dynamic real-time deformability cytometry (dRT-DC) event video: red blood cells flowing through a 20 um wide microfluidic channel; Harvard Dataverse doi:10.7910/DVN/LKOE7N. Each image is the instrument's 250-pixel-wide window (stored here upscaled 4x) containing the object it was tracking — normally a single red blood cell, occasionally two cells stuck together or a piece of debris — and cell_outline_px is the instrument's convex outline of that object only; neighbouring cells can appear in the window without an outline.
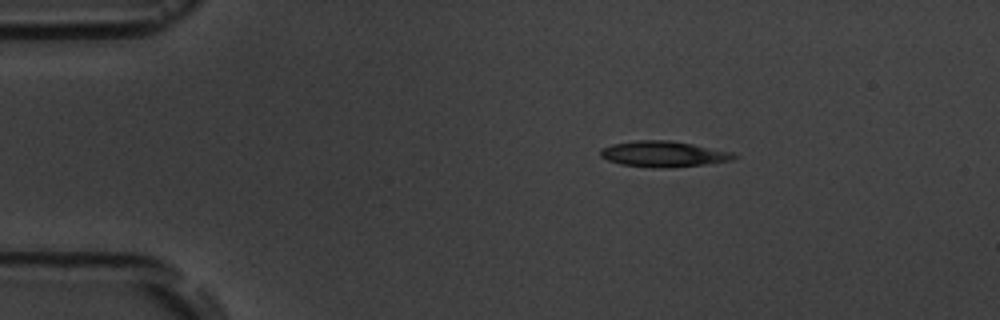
{"species": "common noctule bat (a hibernating species)", "species_latin": "Nyctalus noctula", "temperature_condition": "room temperature", "stored_images_in_passage": 3, "camera_frame_rate_fps": 3000, "um_per_image_px": 0.085, "animal": {"sex": "male", "body_mass_g": 19.5, "forearm_length_mm": 54.6}, "frame": {"image": 1, "passage_image": 1, "time_ms": 0.0, "image_size_px": [1000, 320], "cell_outline_px": [[736, 156], [732, 160], [704, 164], [664, 168], [652, 168], [620, 164], [608, 160], [600, 156], [600, 148], [612, 144], [636, 140], [668, 140], [692, 144], [732, 152]], "centroid_in_image_um": [56.33, 13.09], "position_along_channel_um": 28.7, "area_um2": 19.94}}